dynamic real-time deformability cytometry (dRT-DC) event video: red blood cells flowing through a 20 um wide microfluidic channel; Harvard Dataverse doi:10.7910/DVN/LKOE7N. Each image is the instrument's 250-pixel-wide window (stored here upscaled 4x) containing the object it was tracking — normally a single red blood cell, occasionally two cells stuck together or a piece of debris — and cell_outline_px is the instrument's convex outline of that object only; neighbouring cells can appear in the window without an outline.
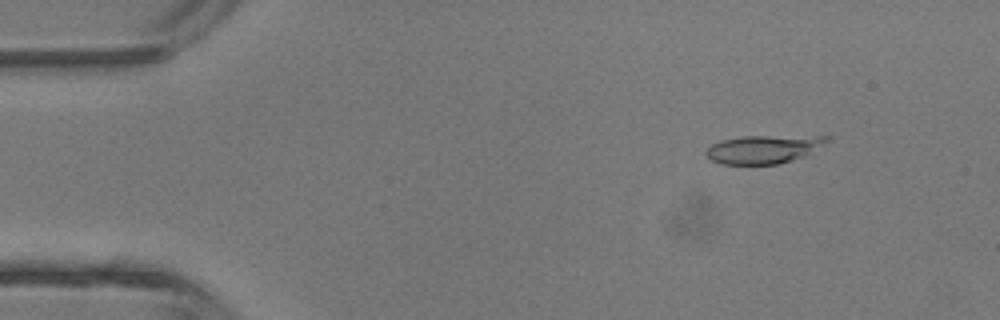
{"species": "common noctule bat (a hibernating species)", "species_latin": "Nyctalus noctula", "temperature_condition": "room temperature", "stored_images_in_passage": 4, "camera_frame_rate_fps": 3000, "um_per_image_px": 0.085, "animal": {"sex": "male", "body_mass_g": 13.3}, "frame": {"image": 1, "passage_image": 2, "time_ms": 1.333, "image_size_px": [1000, 320], "cell_outline_px": [[828, 140], [804, 156], [780, 164], [720, 164], [712, 160], [704, 152], [712, 144], [720, 140], [740, 136], [828, 136]], "centroid_in_image_um": [64.84, 12.68], "position_along_channel_um": 20.2, "area_um2": 19.71}}
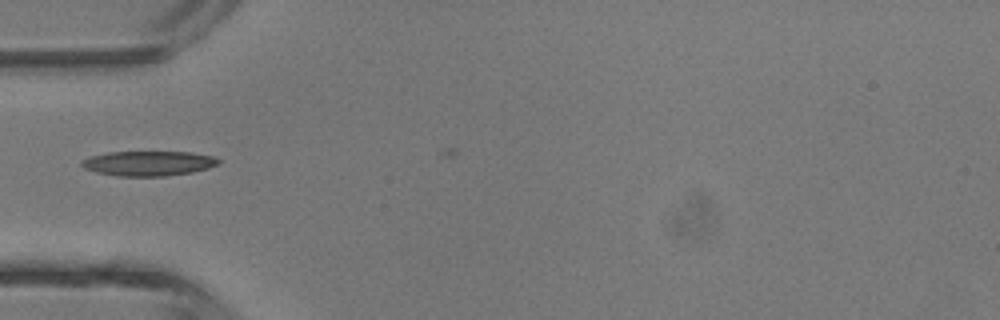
{"frame": {"image": 2, "passage_image": 4, "time_ms": 4.333, "image_size_px": [1000, 320], "cell_outline_px": [[220, 164], [208, 168], [192, 172], [164, 176], [116, 176], [96, 172], [84, 168], [80, 164], [80, 160], [92, 156], [108, 152], [192, 152], [216, 156], [220, 160]], "centroid_in_image_um": [12.64, 13.88], "position_along_channel_um": 72.4, "area_um2": 19.94}}